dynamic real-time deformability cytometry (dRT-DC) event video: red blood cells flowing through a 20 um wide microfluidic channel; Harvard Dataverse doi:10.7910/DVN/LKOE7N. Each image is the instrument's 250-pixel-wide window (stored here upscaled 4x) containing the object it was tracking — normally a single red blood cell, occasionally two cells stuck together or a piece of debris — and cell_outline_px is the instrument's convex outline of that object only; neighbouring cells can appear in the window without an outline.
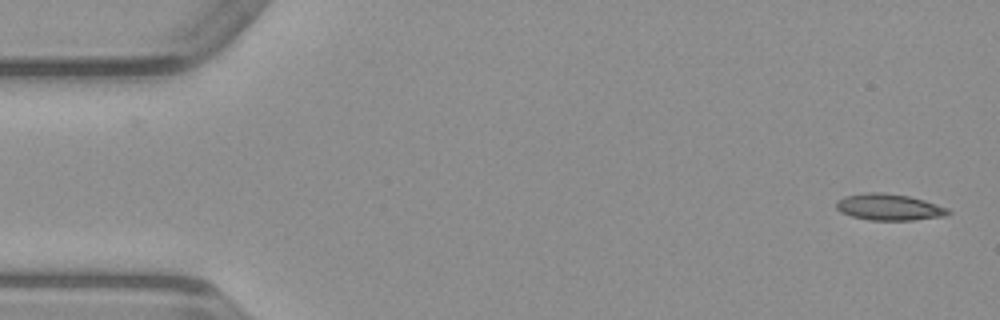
{"species": "common noctule bat (a hibernating species)", "species_latin": "Nyctalus noctula", "temperature_condition": "warm", "stored_images_in_passage": 48, "camera_frame_rate_fps": 3000, "um_per_image_px": 0.085, "animal": {"sex": "male", "body_mass_g": 23.1, "forearm_length_mm": 52.7}, "frame": {"image": 1, "passage_image": 1, "time_ms": 0.0, "image_size_px": [1000, 320], "cell_outline_px": [[952, 212], [944, 216], [912, 220], [872, 220], [852, 216], [840, 212], [836, 208], [836, 200], [844, 196], [864, 192], [884, 192], [908, 196], [924, 200], [948, 208]], "centroid_in_image_um": [75.54, 17.59], "position_along_channel_um": 9.5, "area_um2": 17.28}}
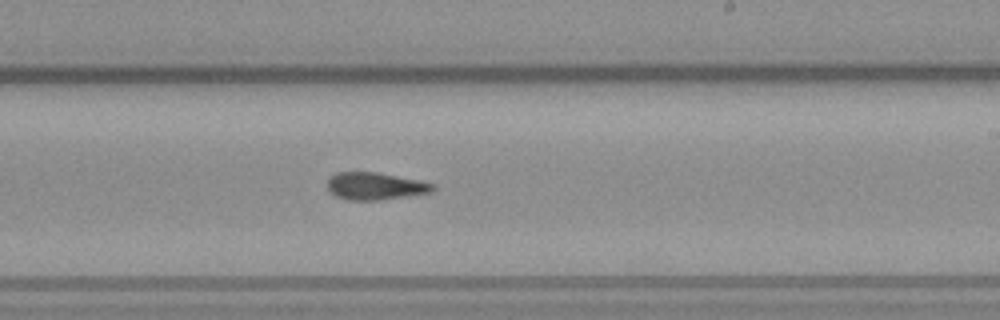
{"frame": {"image": 2, "passage_image": 28, "time_ms": 9.0, "image_size_px": [1000, 320], "cell_outline_px": [[436, 188], [432, 192], [380, 200], [348, 200], [336, 196], [328, 192], [328, 180], [336, 172], [376, 172], [420, 180], [436, 184]], "centroid_in_image_um": [31.91, 15.82], "position_along_channel_um": 257.1, "area_um2": 16.88}}
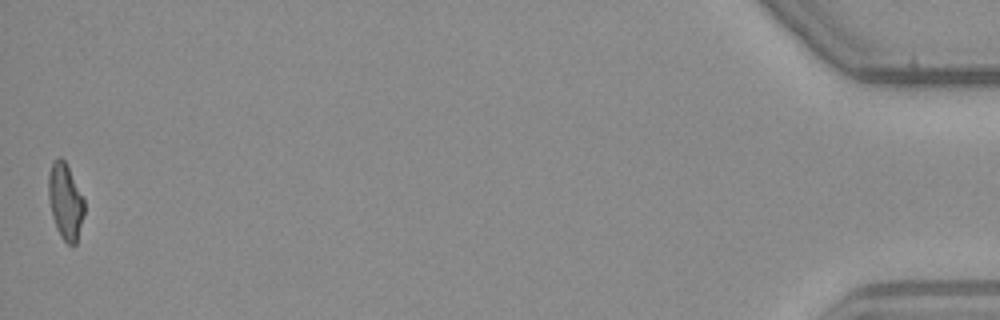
{"frame": {"image": 3, "passage_image": 48, "time_ms": 15.667, "image_size_px": [1000, 320], "cell_outline_px": [[84, 216], [76, 244], [68, 244], [60, 236], [56, 228], [52, 216], [48, 200], [48, 176], [52, 164], [60, 156], [64, 160], [84, 200]], "centroid_in_image_um": [5.54, 17.16], "position_along_channel_um": 429.7, "area_um2": 15.66}}